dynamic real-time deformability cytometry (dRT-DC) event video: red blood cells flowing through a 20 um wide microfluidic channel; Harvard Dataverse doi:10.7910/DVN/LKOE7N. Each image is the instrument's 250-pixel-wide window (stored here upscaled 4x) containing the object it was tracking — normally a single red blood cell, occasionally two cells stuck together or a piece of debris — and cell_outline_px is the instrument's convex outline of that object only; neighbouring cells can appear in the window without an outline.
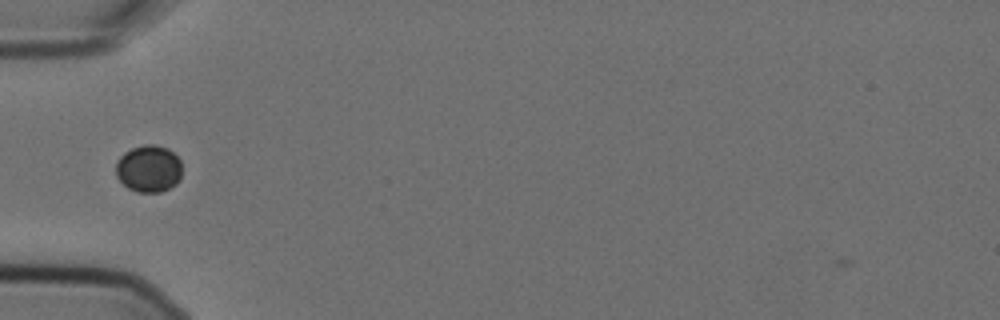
{"species": "Egyptian fruit bat (a non-hibernating species)", "species_latin": "Rousettus aegyptiacus", "temperature_condition": "cold", "stored_images_in_passage": 1, "camera_frame_rate_fps": 3000, "um_per_image_px": 0.085, "animal": {"sex": "female"}, "frame": {"image": 1, "passage_image": 1, "time_ms": 0.0, "image_size_px": [1000, 320], "cell_outline_px": [[180, 180], [176, 184], [160, 192], [136, 192], [128, 188], [116, 176], [116, 160], [124, 152], [132, 148], [144, 144], [156, 144], [168, 148], [180, 160]], "centroid_in_image_um": [12.62, 14.32], "position_along_channel_um": 72.4, "area_um2": 18.21}}